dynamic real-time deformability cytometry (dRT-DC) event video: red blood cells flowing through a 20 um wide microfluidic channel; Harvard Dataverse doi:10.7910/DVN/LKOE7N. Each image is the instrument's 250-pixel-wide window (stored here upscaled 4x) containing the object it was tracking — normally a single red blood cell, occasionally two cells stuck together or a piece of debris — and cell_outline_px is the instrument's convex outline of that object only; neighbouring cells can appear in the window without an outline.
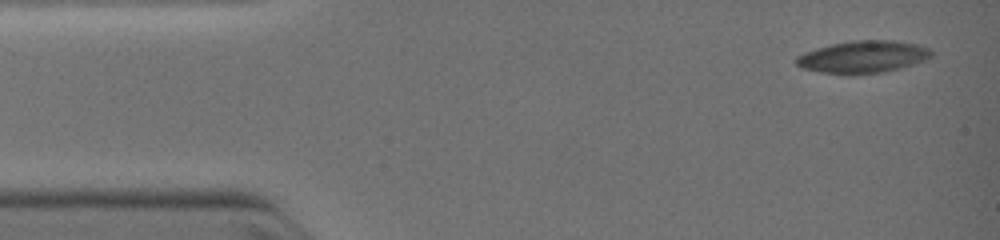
{"species": "common noctule bat (a hibernating species)", "species_latin": "Nyctalus noctula", "temperature_condition": "warm", "stored_images_in_passage": 7, "camera_frame_rate_fps": 3000, "um_per_image_px": 0.085, "animal": {"sex": "female", "body_mass_g": 19.0, "forearm_length_mm": 51.5}, "frame": {"image": 1, "passage_image": 1, "time_ms": 0.0, "image_size_px": [1000, 240], "cell_outline_px": [[932, 56], [924, 60], [900, 68], [884, 72], [852, 76], [844, 76], [820, 72], [800, 68], [792, 60], [796, 56], [804, 52], [816, 48], [832, 44], [856, 40], [892, 40], [916, 44], [928, 48], [932, 52]], "centroid_in_image_um": [73.27, 4.86], "position_along_channel_um": 11.7, "area_um2": 25.84}}
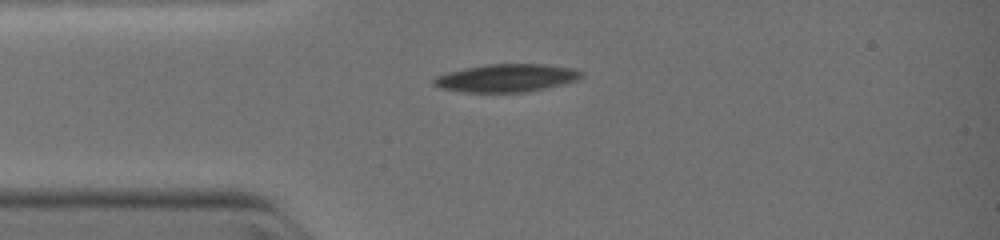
{"frame": {"image": 2, "passage_image": 6, "time_ms": 2.333, "image_size_px": [1000, 240], "cell_outline_px": [[580, 76], [576, 80], [528, 92], [464, 92], [440, 88], [432, 84], [432, 80], [436, 76], [448, 72], [484, 64], [544, 64], [572, 68], [580, 72]], "centroid_in_image_um": [42.97, 6.63], "position_along_channel_um": 42.0, "area_um2": 23.7}}